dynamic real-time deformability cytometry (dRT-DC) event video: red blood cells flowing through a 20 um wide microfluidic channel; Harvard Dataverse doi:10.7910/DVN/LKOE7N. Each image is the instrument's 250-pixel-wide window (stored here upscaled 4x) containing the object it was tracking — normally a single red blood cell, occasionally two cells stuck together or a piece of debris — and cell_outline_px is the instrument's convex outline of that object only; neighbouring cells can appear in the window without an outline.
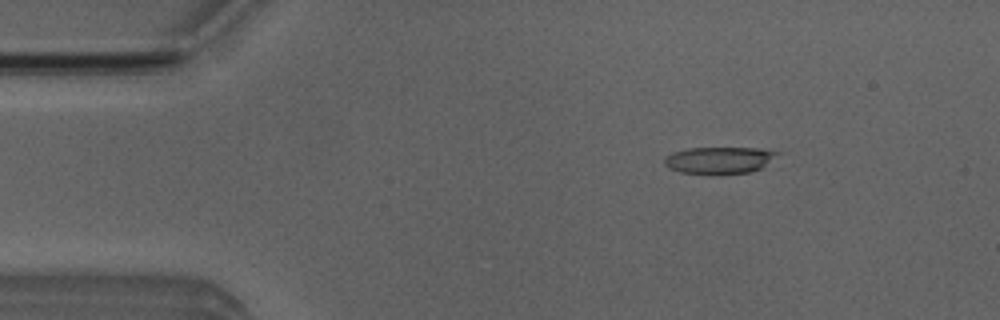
{"species": "Egyptian fruit bat (a non-hibernating species)", "species_latin": "Rousettus aegyptiacus", "temperature_condition": "room temperature", "stored_images_in_passage": 26, "camera_frame_rate_fps": 3000, "um_per_image_px": 0.085, "animal": {"sex": "male"}, "frame": {"image": 1, "passage_image": 8, "time_ms": 2.333, "image_size_px": [1000, 320], "cell_outline_px": [[780, 152], [760, 168], [748, 172], [680, 172], [668, 168], [664, 164], [664, 156], [672, 152], [688, 148], [760, 148]], "centroid_in_image_um": [61.07, 13.57], "position_along_channel_um": 23.9, "area_um2": 16.99}}
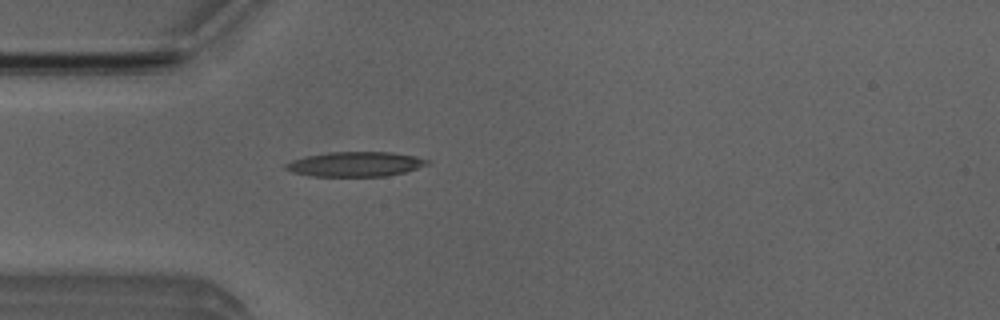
{"frame": {"image": 2, "passage_image": 15, "time_ms": 4.667, "image_size_px": [1000, 320], "cell_outline_px": [[428, 164], [404, 172], [384, 176], [312, 176], [292, 172], [284, 168], [284, 164], [292, 160], [304, 156], [332, 152], [392, 152], [416, 156], [428, 160]], "centroid_in_image_um": [30.16, 13.95], "position_along_channel_um": 54.8, "area_um2": 20.29}}
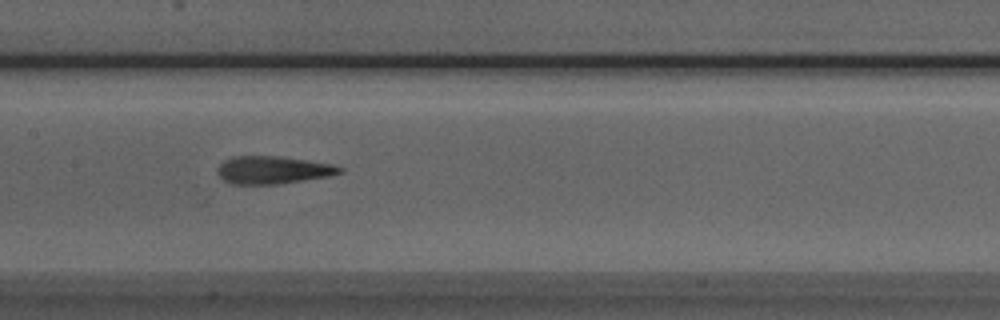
{"frame": {"image": 3, "passage_image": 25, "time_ms": 8.0, "image_size_px": [1000, 320], "cell_outline_px": [[344, 172], [328, 176], [304, 180], [276, 184], [232, 184], [224, 180], [216, 172], [216, 168], [224, 160], [232, 156], [280, 156], [332, 164], [344, 168]], "centroid_in_image_um": [23.18, 14.44], "position_along_channel_um": 184.2, "area_um2": 19.77}}